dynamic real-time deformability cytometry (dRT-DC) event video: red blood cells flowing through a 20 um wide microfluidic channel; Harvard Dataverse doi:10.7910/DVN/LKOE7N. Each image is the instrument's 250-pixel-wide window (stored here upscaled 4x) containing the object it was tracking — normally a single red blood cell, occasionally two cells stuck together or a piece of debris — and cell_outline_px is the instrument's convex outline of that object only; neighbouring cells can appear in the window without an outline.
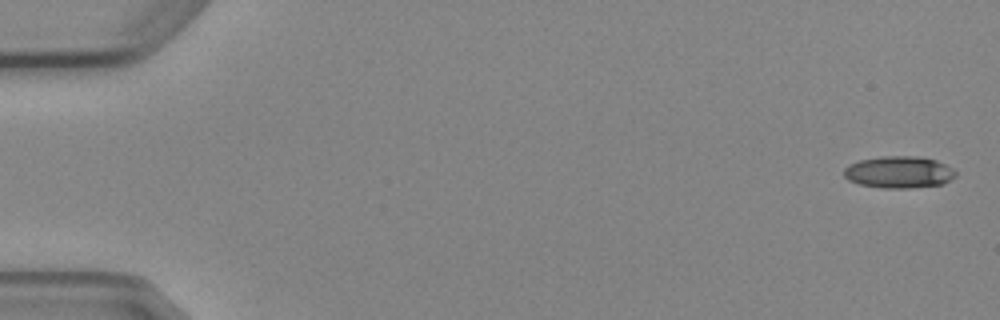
{"species": "Egyptian fruit bat (a non-hibernating species)", "species_latin": "Rousettus aegyptiacus", "temperature_condition": "cold", "stored_images_in_passage": 4, "camera_frame_rate_fps": 3000, "um_per_image_px": 0.085, "animal": {"sex": "female"}, "frame": {"image": 1, "passage_image": 1, "time_ms": 0.0, "image_size_px": [1000, 320], "cell_outline_px": [[956, 176], [944, 184], [908, 188], [884, 188], [860, 184], [848, 180], [844, 176], [844, 168], [848, 164], [860, 160], [880, 156], [916, 156], [936, 160], [952, 168], [956, 172]], "centroid_in_image_um": [76.4, 14.63], "position_along_channel_um": 8.6, "area_um2": 20.81}}